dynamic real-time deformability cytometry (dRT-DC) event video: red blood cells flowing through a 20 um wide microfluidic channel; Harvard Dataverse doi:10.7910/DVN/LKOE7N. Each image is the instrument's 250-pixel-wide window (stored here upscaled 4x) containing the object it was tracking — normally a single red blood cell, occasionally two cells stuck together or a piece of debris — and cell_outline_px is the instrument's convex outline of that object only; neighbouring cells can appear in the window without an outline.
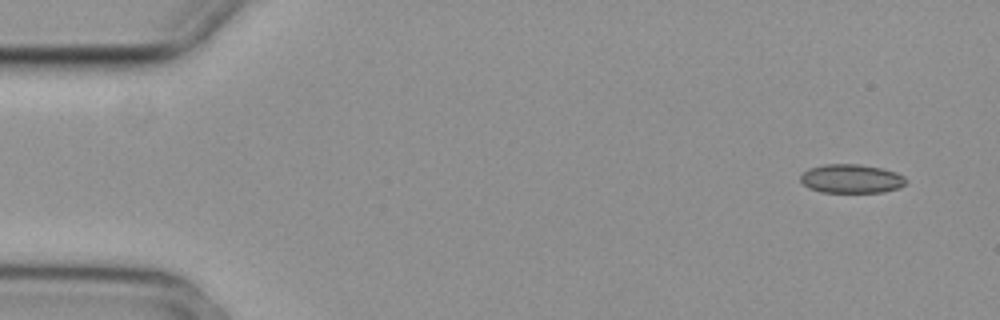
{"species": "common noctule bat (a hibernating species)", "species_latin": "Nyctalus noctula", "temperature_condition": "cold", "stored_images_in_passage": 4, "camera_frame_rate_fps": 3000, "um_per_image_px": 0.085, "animal": {"sex": "female", "body_mass_g": 29.2, "forearm_length_mm": 56.3}, "frame": {"image": 1, "passage_image": 1, "time_ms": 0.0, "image_size_px": [1000, 320], "cell_outline_px": [[904, 184], [896, 188], [884, 192], [820, 192], [808, 188], [800, 180], [800, 176], [808, 168], [824, 164], [860, 164], [880, 168], [896, 172], [904, 176]], "centroid_in_image_um": [72.31, 15.18], "position_along_channel_um": 12.7, "area_um2": 17.63}}
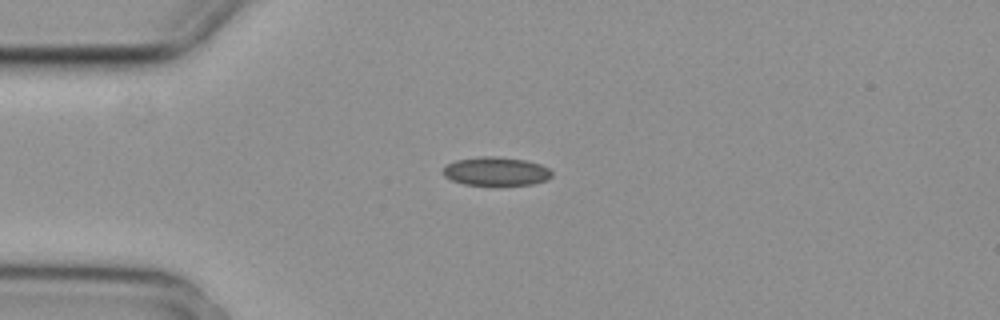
{"frame": {"image": 2, "passage_image": 4, "time_ms": 1.0, "image_size_px": [1000, 320], "cell_outline_px": [[552, 176], [544, 180], [532, 184], [464, 184], [452, 180], [444, 176], [444, 168], [448, 164], [456, 160], [480, 156], [496, 156], [524, 160], [540, 164], [548, 168], [552, 172]], "centroid_in_image_um": [42.16, 14.54], "position_along_channel_um": 42.8, "area_um2": 17.74}}